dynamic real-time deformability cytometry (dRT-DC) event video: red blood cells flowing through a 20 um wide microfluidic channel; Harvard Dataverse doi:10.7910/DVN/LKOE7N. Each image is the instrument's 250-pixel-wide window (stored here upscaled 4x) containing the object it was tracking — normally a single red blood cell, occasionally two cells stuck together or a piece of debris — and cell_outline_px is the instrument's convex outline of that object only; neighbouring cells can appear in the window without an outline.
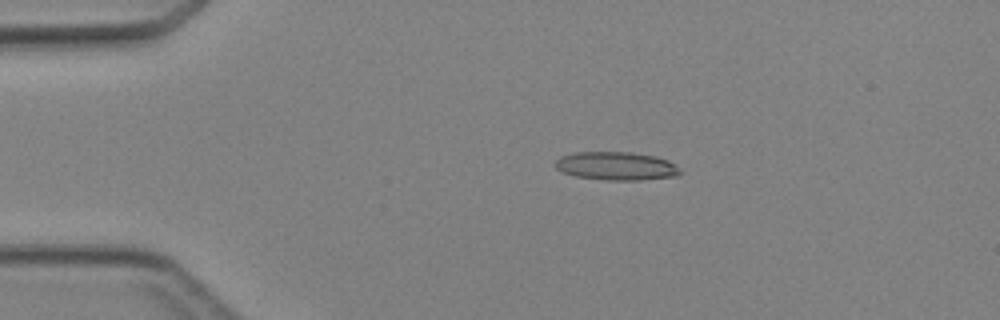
{"species": "Egyptian fruit bat (a non-hibernating species)", "species_latin": "Rousettus aegyptiacus", "temperature_condition": "cold", "stored_images_in_passage": 3, "camera_frame_rate_fps": 3000, "um_per_image_px": 0.085, "animal": {"sex": "female"}, "frame": {"image": 1, "passage_image": 3, "time_ms": 2.333, "image_size_px": [1000, 320], "cell_outline_px": [[680, 172], [676, 176], [640, 180], [608, 180], [576, 176], [564, 172], [556, 168], [552, 164], [560, 156], [572, 152], [632, 152], [656, 156], [668, 160], [680, 168]], "centroid_in_image_um": [52.36, 14.1], "position_along_channel_um": 32.6, "area_um2": 20.69}}